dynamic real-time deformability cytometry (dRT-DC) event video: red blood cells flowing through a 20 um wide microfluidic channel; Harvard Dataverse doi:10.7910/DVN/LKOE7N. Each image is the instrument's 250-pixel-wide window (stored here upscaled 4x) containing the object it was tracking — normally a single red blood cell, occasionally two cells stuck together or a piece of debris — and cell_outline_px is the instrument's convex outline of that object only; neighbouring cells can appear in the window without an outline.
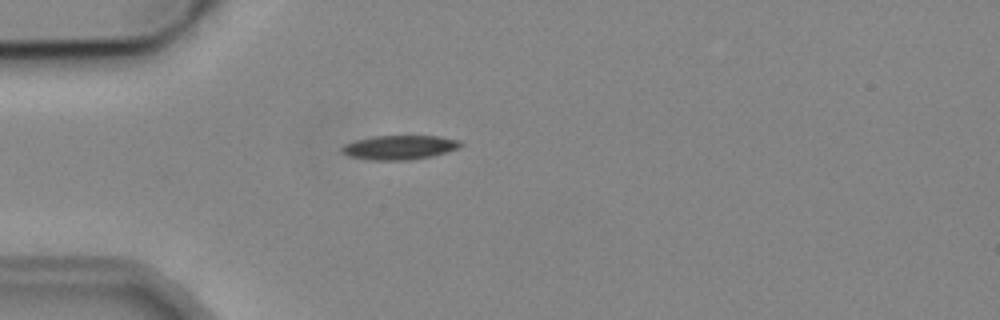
{"species": "common noctule bat (a hibernating species)", "species_latin": "Nyctalus noctula", "temperature_condition": "cold", "stored_images_in_passage": 5, "camera_frame_rate_fps": 3000, "um_per_image_px": 0.085, "animal": {"sex": "male", "body_mass_g": 19.2, "forearm_length_mm": 51.8}, "frame": {"image": 1, "passage_image": 5, "time_ms": 4.667, "image_size_px": [1000, 320], "cell_outline_px": [[464, 144], [460, 148], [432, 156], [408, 160], [372, 160], [348, 156], [340, 152], [340, 148], [344, 144], [352, 140], [372, 136], [440, 136], [460, 140]], "centroid_in_image_um": [33.93, 12.52], "position_along_channel_um": 51.1, "area_um2": 17.05}}